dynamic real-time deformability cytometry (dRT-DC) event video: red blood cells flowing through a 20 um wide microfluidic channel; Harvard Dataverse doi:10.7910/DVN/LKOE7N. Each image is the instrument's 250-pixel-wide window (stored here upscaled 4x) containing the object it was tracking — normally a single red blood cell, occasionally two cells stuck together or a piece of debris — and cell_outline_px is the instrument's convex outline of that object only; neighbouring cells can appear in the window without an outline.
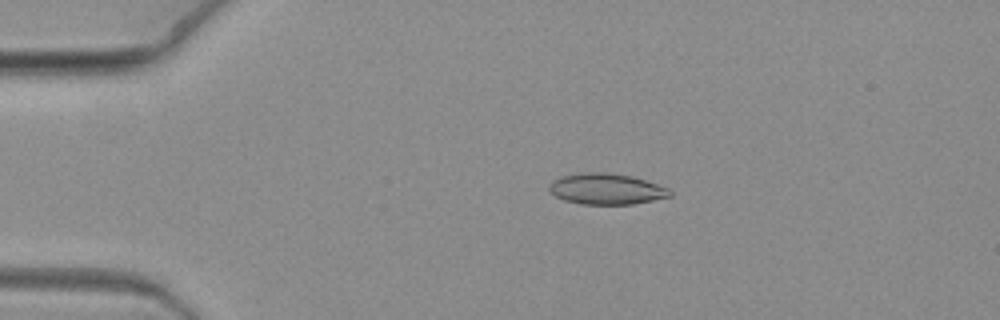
{"species": "common noctule bat (a hibernating species)", "species_latin": "Nyctalus noctula", "temperature_condition": "warm", "stored_images_in_passage": 9, "camera_frame_rate_fps": 3000, "um_per_image_px": 0.085, "animal": {"sex": "female", "body_mass_g": 19.3, "forearm_length_mm": 54.1}, "frame": {"image": 1, "passage_image": 4, "time_ms": 1.0, "image_size_px": [1000, 320], "cell_outline_px": [[672, 196], [632, 204], [580, 204], [564, 200], [556, 196], [548, 188], [552, 180], [564, 176], [584, 172], [604, 172], [632, 176], [668, 188], [672, 192]], "centroid_in_image_um": [51.54, 16.06], "position_along_channel_um": 33.5, "area_um2": 21.56}}
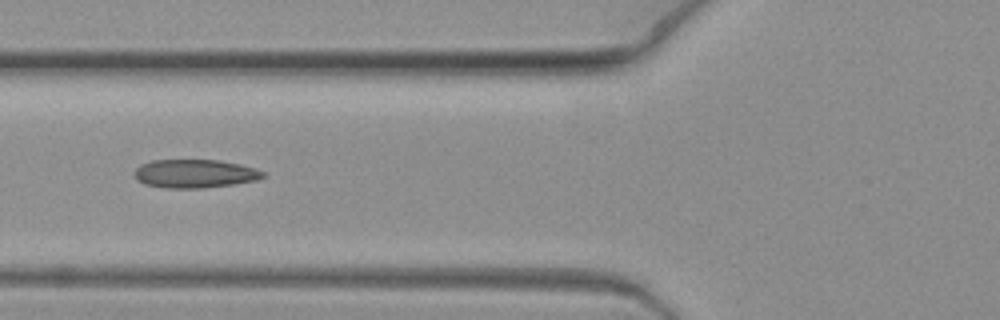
{"frame": {"image": 2, "passage_image": 7, "time_ms": 2.0, "image_size_px": [1000, 320], "cell_outline_px": [[264, 176], [256, 180], [232, 184], [204, 188], [164, 188], [144, 184], [136, 180], [136, 168], [140, 164], [152, 160], [220, 160], [240, 164], [264, 172]], "centroid_in_image_um": [16.52, 14.76], "position_along_channel_um": 109.3, "area_um2": 21.21}}
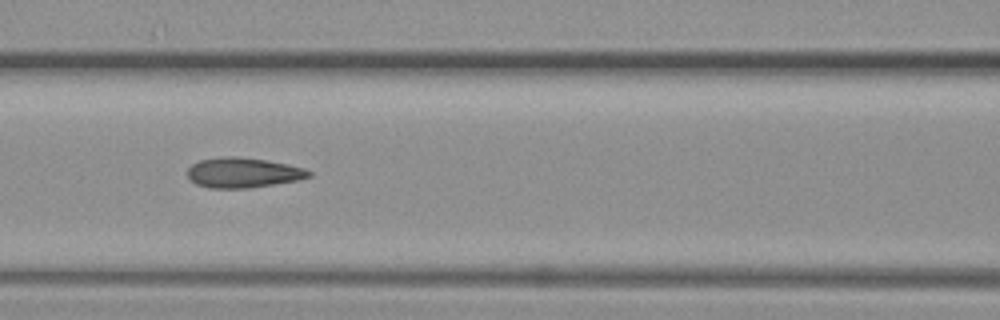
{"frame": {"image": 3, "passage_image": 8, "time_ms": 2.333, "image_size_px": [1000, 320], "cell_outline_px": [[312, 176], [296, 180], [248, 188], [208, 188], [196, 184], [188, 176], [188, 168], [192, 164], [200, 160], [228, 156], [236, 156], [264, 160], [288, 164], [304, 168], [312, 172]], "centroid_in_image_um": [20.65, 14.68], "position_along_channel_um": 145.9, "area_um2": 21.04}}